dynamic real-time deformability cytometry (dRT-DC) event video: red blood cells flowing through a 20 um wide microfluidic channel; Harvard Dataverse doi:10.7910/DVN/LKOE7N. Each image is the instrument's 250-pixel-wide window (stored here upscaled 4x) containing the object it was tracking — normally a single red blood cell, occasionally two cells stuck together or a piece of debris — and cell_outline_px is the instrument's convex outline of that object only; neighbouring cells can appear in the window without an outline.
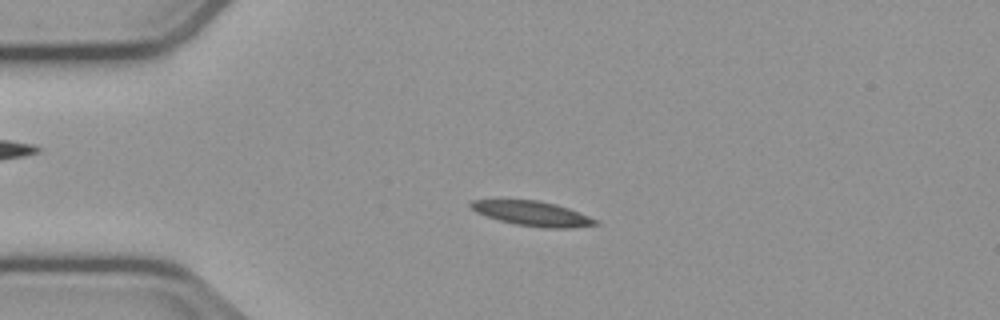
{"species": "common noctule bat (a hibernating species)", "species_latin": "Nyctalus noctula", "temperature_condition": "cold", "stored_images_in_passage": 25, "camera_frame_rate_fps": 3000, "um_per_image_px": 0.085, "animal": {"sex": "male", "body_mass_g": 23.1, "forearm_length_mm": 52.7}, "frame": {"image": 1, "passage_image": 12, "time_ms": 3.667, "image_size_px": [1000, 320], "cell_outline_px": [[600, 224], [572, 228], [540, 228], [516, 224], [500, 220], [476, 212], [468, 204], [472, 200], [536, 200], [556, 204], [568, 208], [600, 220]], "centroid_in_image_um": [45.32, 18.16], "position_along_channel_um": 39.7, "area_um2": 17.92}}
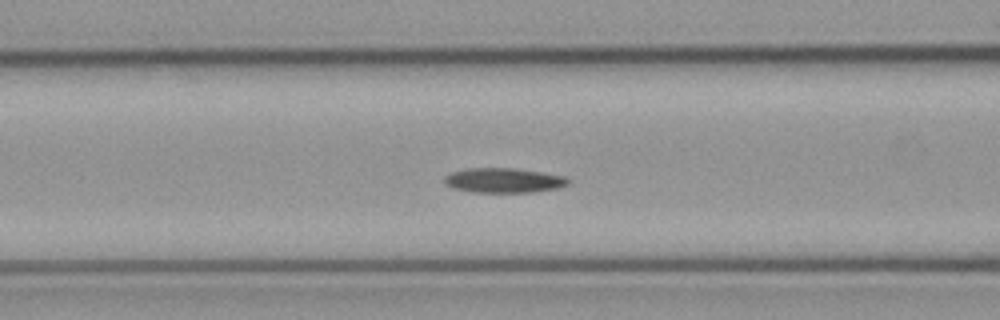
{"frame": {"image": 2, "passage_image": 21, "time_ms": 6.667, "image_size_px": [1000, 320], "cell_outline_px": [[568, 184], [556, 188], [532, 192], [472, 192], [452, 188], [444, 180], [444, 176], [452, 172], [468, 168], [512, 168], [540, 172], [564, 176], [568, 180]], "centroid_in_image_um": [42.78, 15.33], "position_along_channel_um": 123.8, "area_um2": 17.57}}
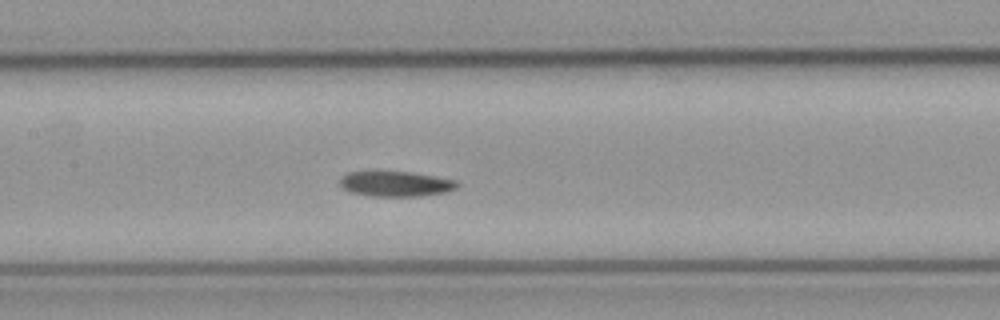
{"frame": {"image": 3, "passage_image": 25, "time_ms": 8.0, "image_size_px": [1000, 320], "cell_outline_px": [[460, 184], [456, 188], [444, 192], [420, 196], [372, 196], [348, 192], [340, 184], [340, 180], [348, 172], [408, 172], [456, 180]], "centroid_in_image_um": [33.63, 15.64], "position_along_channel_um": 173.8, "area_um2": 16.94}}